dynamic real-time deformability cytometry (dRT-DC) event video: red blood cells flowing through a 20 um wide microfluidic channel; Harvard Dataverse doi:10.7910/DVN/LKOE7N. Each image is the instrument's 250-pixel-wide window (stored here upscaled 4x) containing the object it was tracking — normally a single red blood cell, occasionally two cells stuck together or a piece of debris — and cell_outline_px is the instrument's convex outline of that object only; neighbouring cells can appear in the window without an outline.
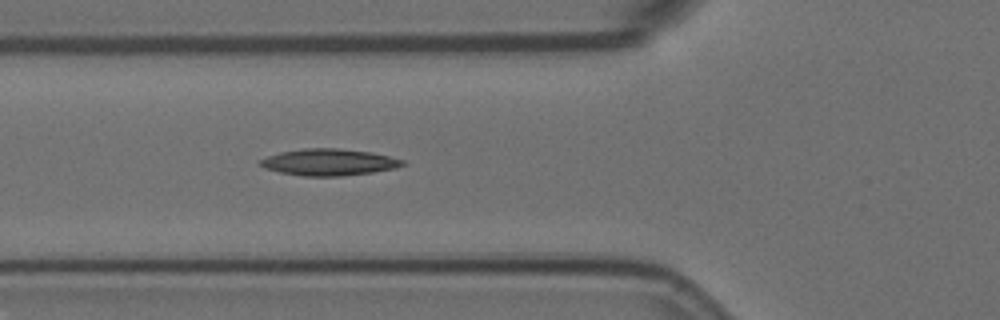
{"species": "Egyptian fruit bat (a non-hibernating species)", "species_latin": "Rousettus aegyptiacus", "temperature_condition": "room temperature", "stored_images_in_passage": 2, "camera_frame_rate_fps": 3000, "um_per_image_px": 0.085, "animal": {"sex": "female"}, "frame": {"image": 1, "passage_image": 2, "time_ms": 0.333, "image_size_px": [1000, 320], "cell_outline_px": [[404, 164], [396, 168], [372, 172], [340, 176], [304, 176], [280, 172], [264, 168], [260, 164], [260, 160], [268, 156], [280, 152], [304, 148], [336, 148], [372, 152], [404, 160]], "centroid_in_image_um": [27.95, 13.78], "position_along_channel_um": 97.8, "area_um2": 21.91}}